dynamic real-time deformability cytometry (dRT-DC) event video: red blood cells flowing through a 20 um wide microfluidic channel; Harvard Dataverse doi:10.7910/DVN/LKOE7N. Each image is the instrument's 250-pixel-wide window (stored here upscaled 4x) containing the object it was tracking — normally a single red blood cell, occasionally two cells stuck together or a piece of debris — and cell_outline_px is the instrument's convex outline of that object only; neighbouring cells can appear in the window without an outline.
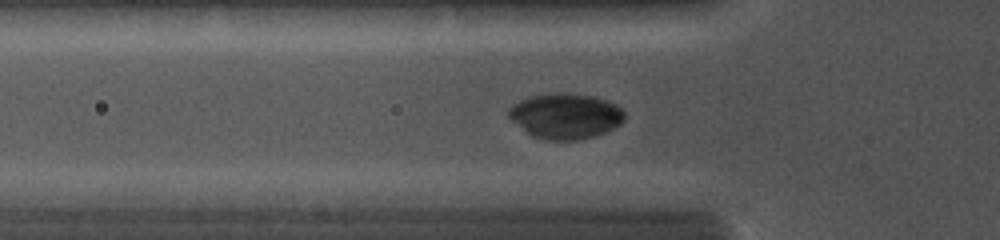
{"species": "common noctule bat (a hibernating species)", "species_latin": "Nyctalus noctula", "temperature_condition": "cold", "stored_images_in_passage": 11, "camera_frame_rate_fps": 5000, "um_per_image_px": 0.085, "animal": {"sex": "female", "body_mass_g": 19.0, "forearm_length_mm": 56.7}, "frame": {"image": 1, "passage_image": 10, "time_ms": 4.4, "image_size_px": [1000, 240], "cell_outline_px": [[624, 120], [620, 124], [604, 132], [592, 136], [576, 140], [548, 140], [532, 136], [512, 120], [508, 116], [508, 108], [512, 104], [528, 96], [552, 92], [568, 92], [592, 96], [608, 100], [616, 104], [624, 112]], "centroid_in_image_um": [48.04, 9.83], "position_along_channel_um": 77.8, "area_um2": 30.75}}